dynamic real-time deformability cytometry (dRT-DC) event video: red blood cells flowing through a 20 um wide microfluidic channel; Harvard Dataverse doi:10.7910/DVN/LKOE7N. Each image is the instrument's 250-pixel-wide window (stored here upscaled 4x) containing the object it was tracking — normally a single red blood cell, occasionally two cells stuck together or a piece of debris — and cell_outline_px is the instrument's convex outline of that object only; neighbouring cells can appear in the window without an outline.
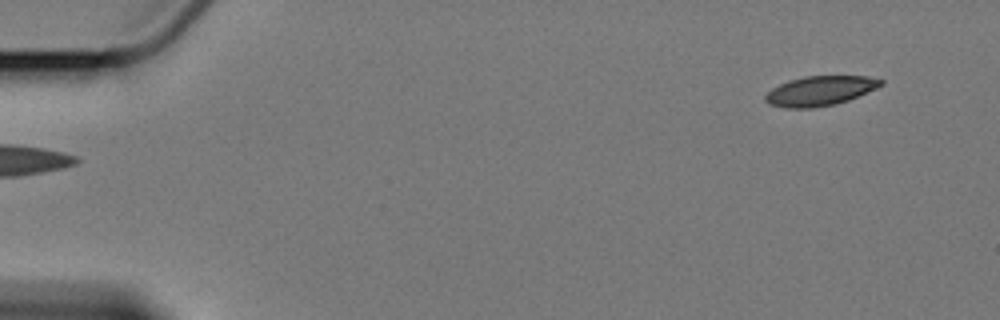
{"species": "Egyptian fruit bat (a non-hibernating species)", "species_latin": "Rousettus aegyptiacus", "temperature_condition": "cold", "stored_images_in_passage": 3, "segment_of_instrument_passage": [2, 2], "camera_frame_rate_fps": 3000, "um_per_image_px": 0.085, "animal": {"sex": "female"}, "frame": {"image": 1, "passage_image": 3, "time_ms": 2.333, "image_size_px": [1000, 320], "cell_outline_px": [[884, 84], [876, 88], [848, 100], [836, 104], [812, 108], [784, 108], [768, 104], [764, 100], [764, 96], [772, 88], [788, 80], [804, 76], [868, 76], [884, 80]], "centroid_in_image_um": [69.68, 7.72], "position_along_channel_um": 15.3, "area_um2": 20.06}}